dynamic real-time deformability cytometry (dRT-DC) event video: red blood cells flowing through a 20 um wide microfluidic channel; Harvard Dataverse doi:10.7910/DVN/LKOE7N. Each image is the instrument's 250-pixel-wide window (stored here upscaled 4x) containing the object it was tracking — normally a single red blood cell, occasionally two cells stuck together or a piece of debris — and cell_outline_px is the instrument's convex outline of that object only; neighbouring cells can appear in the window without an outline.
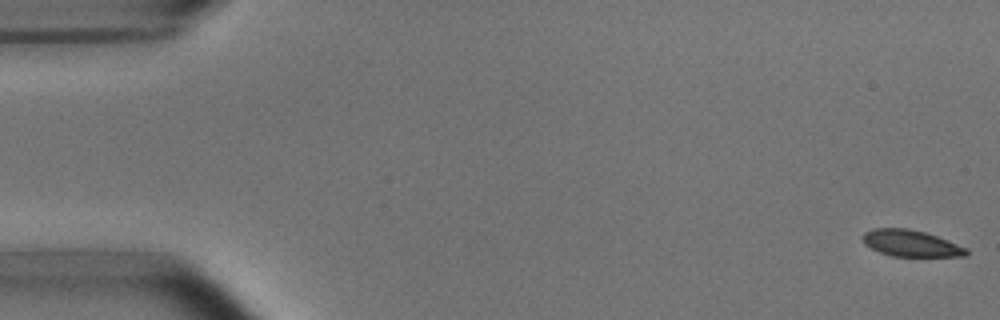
{"species": "common noctule bat (a hibernating species)", "species_latin": "Nyctalus noctula", "temperature_condition": "room temperature", "stored_images_in_passage": 53, "camera_frame_rate_fps": 3000, "um_per_image_px": 0.085, "animal": {"sex": "male", "body_mass_g": 15.6}, "frame": {"image": 1, "passage_image": 1, "time_ms": 0.0, "image_size_px": [1000, 320], "cell_outline_px": [[968, 252], [964, 256], [892, 256], [880, 252], [864, 244], [860, 236], [864, 232], [872, 228], [908, 228], [924, 232], [936, 236], [968, 248]], "centroid_in_image_um": [77.37, 20.67], "position_along_channel_um": 7.6, "area_um2": 15.95}}
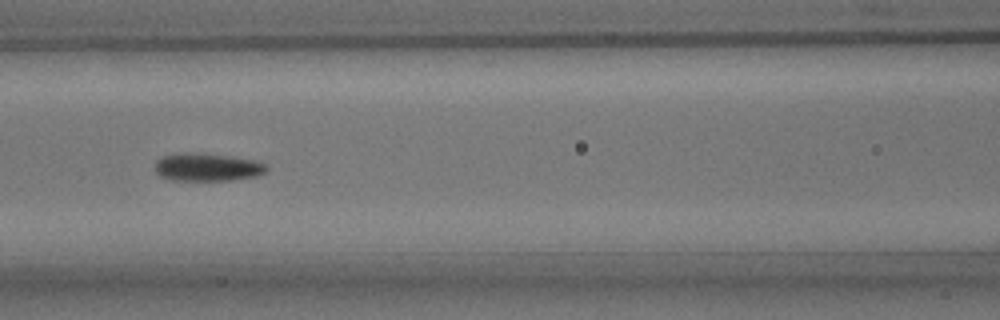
{"frame": {"image": 2, "passage_image": 23, "time_ms": 7.333, "image_size_px": [1000, 320], "cell_outline_px": [[268, 168], [264, 172], [256, 176], [232, 180], [168, 180], [160, 176], [152, 168], [156, 160], [164, 156], [184, 152], [232, 156], [256, 160], [264, 164]], "centroid_in_image_um": [17.57, 14.21], "position_along_channel_um": 149.0, "area_um2": 18.21}}
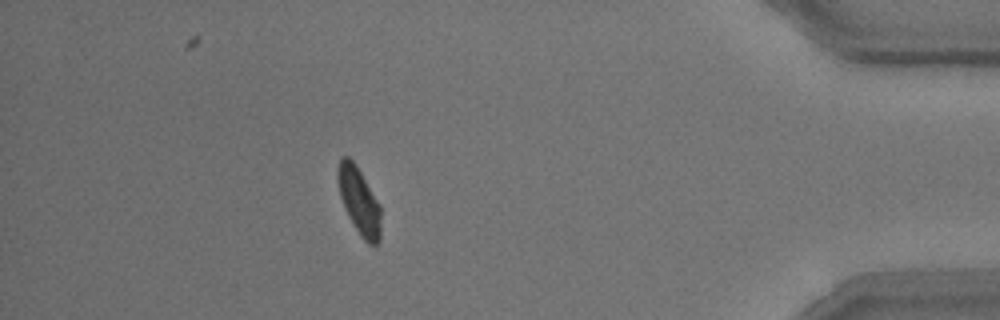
{"frame": {"image": 3, "passage_image": 47, "time_ms": 15.333, "image_size_px": [1000, 320], "cell_outline_px": [[380, 240], [376, 244], [368, 244], [360, 236], [348, 216], [344, 208], [340, 196], [336, 180], [336, 168], [340, 160], [344, 156], [348, 156], [356, 164], [380, 204]], "centroid_in_image_um": [30.5, 17.05], "position_along_channel_um": 404.7, "area_um2": 16.99}, "authors_computed_cell_mechanics": {"area_um2": 17.3978, "velocity_mm_per_s": 3.7905, "shape_relaxation_time_tau1_ms": 3.7427, "shape_relaxation_time_tau2_ms": 5.1984, "deformation_change_tau1": 0.1205, "deformation_change_tau2": 0.0963}}